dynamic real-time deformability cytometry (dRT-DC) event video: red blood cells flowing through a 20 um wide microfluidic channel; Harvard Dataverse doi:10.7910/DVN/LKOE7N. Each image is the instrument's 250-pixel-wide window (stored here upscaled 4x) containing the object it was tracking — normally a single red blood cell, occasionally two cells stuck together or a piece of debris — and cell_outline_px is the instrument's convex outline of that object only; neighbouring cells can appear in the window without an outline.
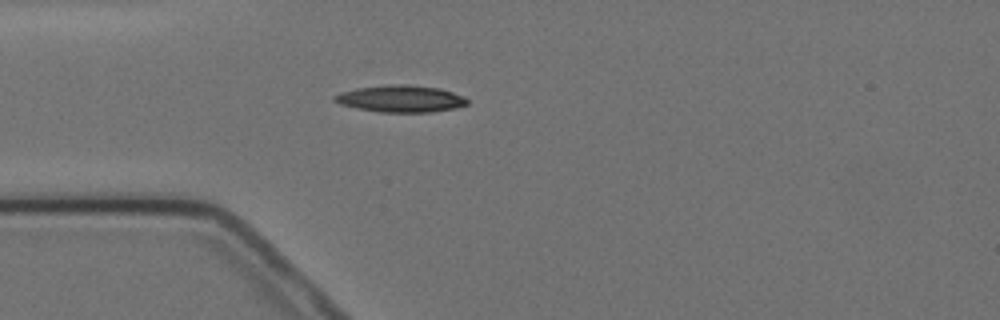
{"species": "Egyptian fruit bat (a non-hibernating species)", "species_latin": "Rousettus aegyptiacus", "temperature_condition": "cold", "stored_images_in_passage": 5, "camera_frame_rate_fps": 3000, "um_per_image_px": 0.085, "animal": {"sex": "female"}, "frame": {"image": 1, "passage_image": 5, "time_ms": 4.667, "image_size_px": [1000, 320], "cell_outline_px": [[468, 104], [456, 108], [432, 112], [380, 112], [356, 108], [340, 104], [332, 100], [332, 96], [340, 92], [356, 88], [388, 84], [408, 84], [440, 88], [464, 96], [468, 100]], "centroid_in_image_um": [34.04, 8.38], "position_along_channel_um": 51.0, "area_um2": 21.04}}